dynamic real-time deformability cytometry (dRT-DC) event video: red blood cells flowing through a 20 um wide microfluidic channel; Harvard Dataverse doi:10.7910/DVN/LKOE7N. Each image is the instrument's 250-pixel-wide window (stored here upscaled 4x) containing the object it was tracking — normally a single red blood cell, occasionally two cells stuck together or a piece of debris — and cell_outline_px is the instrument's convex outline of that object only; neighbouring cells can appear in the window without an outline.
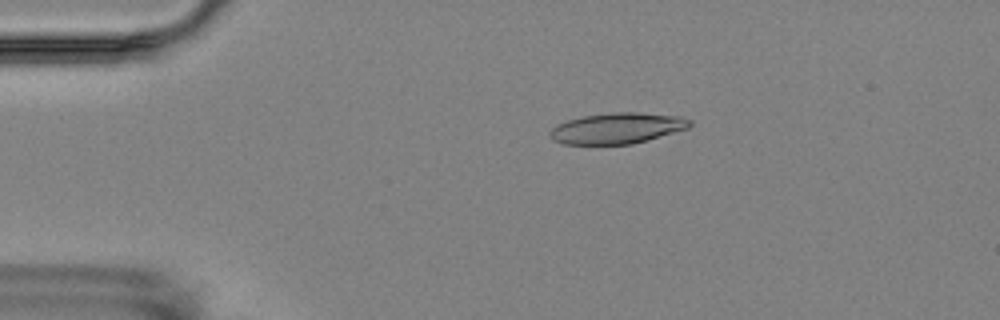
{"species": "Egyptian fruit bat (a non-hibernating species)", "species_latin": "Rousettus aegyptiacus", "temperature_condition": "room temperature", "stored_images_in_passage": 6, "camera_frame_rate_fps": 3000, "um_per_image_px": 0.085, "animal": {"sex": "female"}, "frame": {"image": 1, "passage_image": 3, "time_ms": 2.333, "image_size_px": [1000, 320], "cell_outline_px": [[692, 124], [688, 128], [632, 144], [564, 144], [552, 140], [548, 136], [548, 132], [556, 124], [568, 120], [584, 116], [612, 112], [636, 112], [680, 116], [692, 120]], "centroid_in_image_um": [52.43, 10.9], "position_along_channel_um": 32.6, "area_um2": 25.14}}